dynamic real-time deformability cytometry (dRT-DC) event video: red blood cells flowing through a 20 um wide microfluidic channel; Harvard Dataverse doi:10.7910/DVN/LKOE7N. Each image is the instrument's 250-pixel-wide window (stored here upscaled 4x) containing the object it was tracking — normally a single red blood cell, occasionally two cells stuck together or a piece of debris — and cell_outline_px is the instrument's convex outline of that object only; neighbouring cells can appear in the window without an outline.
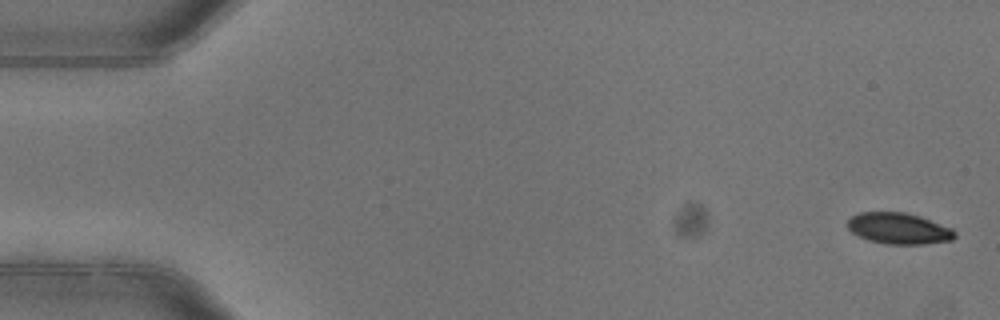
{"species": "common noctule bat (a hibernating species)", "species_latin": "Nyctalus noctula", "temperature_condition": "warm", "stored_images_in_passage": 4, "camera_frame_rate_fps": 3000, "um_per_image_px": 0.085, "animal": {"sex": "female"}, "frame": {"image": 1, "passage_image": 1, "time_ms": 0.0, "image_size_px": [1000, 320], "cell_outline_px": [[956, 236], [952, 240], [924, 244], [884, 244], [868, 240], [852, 232], [848, 228], [848, 220], [852, 216], [860, 212], [904, 212], [920, 216], [952, 228], [956, 232]], "centroid_in_image_um": [76.41, 19.42], "position_along_channel_um": 8.6, "area_um2": 19.48}}
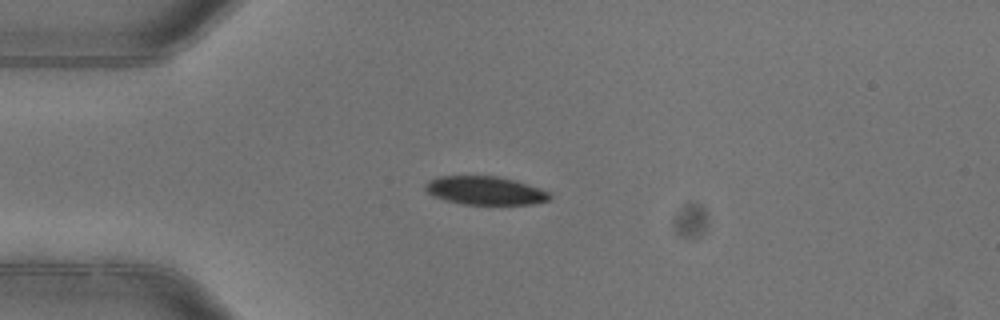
{"frame": {"image": 2, "passage_image": 4, "time_ms": 1.0, "image_size_px": [1000, 320], "cell_outline_px": [[552, 196], [548, 200], [532, 204], [464, 204], [444, 200], [432, 196], [424, 188], [424, 184], [428, 180], [440, 176], [496, 176], [516, 180], [540, 188], [548, 192]], "centroid_in_image_um": [41.21, 16.19], "position_along_channel_um": 43.8, "area_um2": 20.63}}